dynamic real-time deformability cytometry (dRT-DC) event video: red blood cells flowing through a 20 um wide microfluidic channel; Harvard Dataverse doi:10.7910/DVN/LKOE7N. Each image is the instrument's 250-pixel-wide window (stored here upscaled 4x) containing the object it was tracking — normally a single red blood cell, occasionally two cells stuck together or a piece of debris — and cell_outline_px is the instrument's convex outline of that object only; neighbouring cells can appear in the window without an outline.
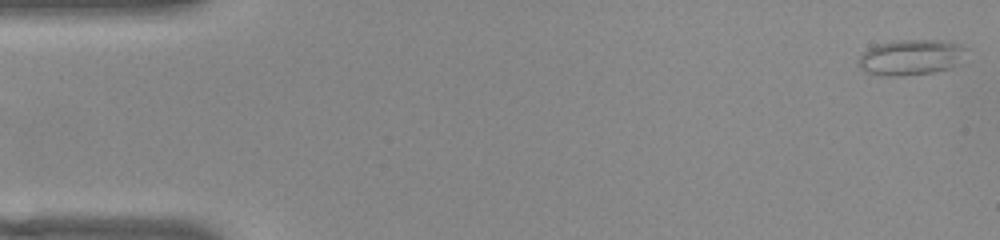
{"species": "common noctule bat (a hibernating species)", "species_latin": "Nyctalus noctula", "temperature_condition": "warm", "stored_images_in_passage": 53, "camera_frame_rate_fps": 3000, "um_per_image_px": 0.085, "animal": {"sex": "female", "body_mass_g": 22.0, "forearm_length_mm": 56.7}, "frame": {"image": 1, "passage_image": 1, "time_ms": 0.0, "image_size_px": [1000, 240], "cell_outline_px": [[968, 48], [960, 64], [948, 68], [932, 72], [900, 76], [884, 76], [864, 72], [856, 64], [856, 60], [868, 48], [876, 44], [896, 40], [948, 40], [960, 44]], "centroid_in_image_um": [77.42, 4.86], "position_along_channel_um": 7.6, "area_um2": 22.83}}
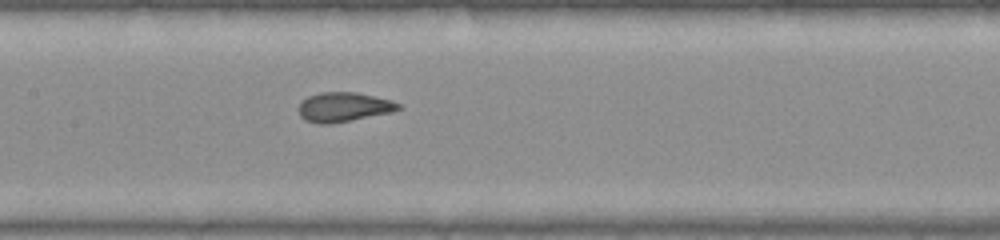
{"frame": {"image": 2, "passage_image": 25, "time_ms": 8.0, "image_size_px": [1000, 240], "cell_outline_px": [[400, 108], [392, 112], [328, 124], [320, 124], [304, 120], [300, 116], [300, 104], [308, 96], [324, 92], [356, 92], [392, 100], [400, 104]], "centroid_in_image_um": [29.22, 9.09], "position_along_channel_um": 178.2, "area_um2": 16.82}}
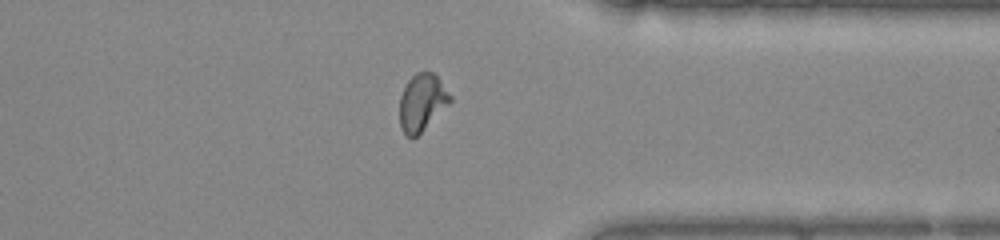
{"frame": {"image": 3, "passage_image": 41, "time_ms": 13.333, "image_size_px": [1000, 240], "cell_outline_px": [[452, 100], [416, 136], [408, 136], [400, 128], [400, 96], [408, 80], [416, 72], [432, 72], [440, 80], [452, 96]], "centroid_in_image_um": [35.86, 8.67], "position_along_channel_um": 375.5, "area_um2": 16.36}, "authors_computed_cell_mechanics": {"area_um2": 17.2244, "velocity_mm_per_s": 3.8237, "shape_relaxation_time_tau1_ms": 11.2251, "shape_relaxation_time_tau2_ms": null, "deformation_change_tau1": 0.2365, "deformation_change_tau2": null}}